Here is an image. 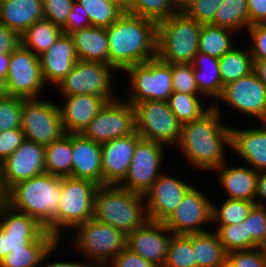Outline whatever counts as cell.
<instances>
[{
    "label": "cell",
    "mask_w": 266,
    "mask_h": 267,
    "mask_svg": "<svg viewBox=\"0 0 266 267\" xmlns=\"http://www.w3.org/2000/svg\"><path fill=\"white\" fill-rule=\"evenodd\" d=\"M249 26L266 24V0H247Z\"/></svg>",
    "instance_id": "9f6ffc18"
},
{
    "label": "cell",
    "mask_w": 266,
    "mask_h": 267,
    "mask_svg": "<svg viewBox=\"0 0 266 267\" xmlns=\"http://www.w3.org/2000/svg\"><path fill=\"white\" fill-rule=\"evenodd\" d=\"M45 172L59 177H72V134L45 146Z\"/></svg>",
    "instance_id": "1f68e13d"
},
{
    "label": "cell",
    "mask_w": 266,
    "mask_h": 267,
    "mask_svg": "<svg viewBox=\"0 0 266 267\" xmlns=\"http://www.w3.org/2000/svg\"><path fill=\"white\" fill-rule=\"evenodd\" d=\"M114 71L117 72L105 63L77 60L70 73L55 87L59 96L91 94L110 102L117 99L112 90Z\"/></svg>",
    "instance_id": "9c48e42d"
},
{
    "label": "cell",
    "mask_w": 266,
    "mask_h": 267,
    "mask_svg": "<svg viewBox=\"0 0 266 267\" xmlns=\"http://www.w3.org/2000/svg\"><path fill=\"white\" fill-rule=\"evenodd\" d=\"M210 25L224 27L236 33H246L249 27L247 0H223Z\"/></svg>",
    "instance_id": "e575fe53"
},
{
    "label": "cell",
    "mask_w": 266,
    "mask_h": 267,
    "mask_svg": "<svg viewBox=\"0 0 266 267\" xmlns=\"http://www.w3.org/2000/svg\"><path fill=\"white\" fill-rule=\"evenodd\" d=\"M62 97L59 105L65 133L81 134L107 101L99 96L85 94Z\"/></svg>",
    "instance_id": "7402d4cb"
},
{
    "label": "cell",
    "mask_w": 266,
    "mask_h": 267,
    "mask_svg": "<svg viewBox=\"0 0 266 267\" xmlns=\"http://www.w3.org/2000/svg\"><path fill=\"white\" fill-rule=\"evenodd\" d=\"M21 129L25 139L44 146L66 134L58 103L44 96L23 100Z\"/></svg>",
    "instance_id": "8fae6325"
},
{
    "label": "cell",
    "mask_w": 266,
    "mask_h": 267,
    "mask_svg": "<svg viewBox=\"0 0 266 267\" xmlns=\"http://www.w3.org/2000/svg\"><path fill=\"white\" fill-rule=\"evenodd\" d=\"M72 177L102 186L101 144L82 134H72Z\"/></svg>",
    "instance_id": "484cf974"
},
{
    "label": "cell",
    "mask_w": 266,
    "mask_h": 267,
    "mask_svg": "<svg viewBox=\"0 0 266 267\" xmlns=\"http://www.w3.org/2000/svg\"><path fill=\"white\" fill-rule=\"evenodd\" d=\"M133 107L136 132L141 138L169 146V149L178 145L182 124L170 110L168 102L144 101Z\"/></svg>",
    "instance_id": "30bf717a"
},
{
    "label": "cell",
    "mask_w": 266,
    "mask_h": 267,
    "mask_svg": "<svg viewBox=\"0 0 266 267\" xmlns=\"http://www.w3.org/2000/svg\"><path fill=\"white\" fill-rule=\"evenodd\" d=\"M194 78L199 93L206 99L217 101L222 93L219 58L198 52L192 60Z\"/></svg>",
    "instance_id": "f1b7e54d"
},
{
    "label": "cell",
    "mask_w": 266,
    "mask_h": 267,
    "mask_svg": "<svg viewBox=\"0 0 266 267\" xmlns=\"http://www.w3.org/2000/svg\"><path fill=\"white\" fill-rule=\"evenodd\" d=\"M173 92L201 95L199 93L191 63L171 64Z\"/></svg>",
    "instance_id": "ee69618b"
},
{
    "label": "cell",
    "mask_w": 266,
    "mask_h": 267,
    "mask_svg": "<svg viewBox=\"0 0 266 267\" xmlns=\"http://www.w3.org/2000/svg\"><path fill=\"white\" fill-rule=\"evenodd\" d=\"M78 60L108 64L106 28L89 26L69 34Z\"/></svg>",
    "instance_id": "83f0119b"
},
{
    "label": "cell",
    "mask_w": 266,
    "mask_h": 267,
    "mask_svg": "<svg viewBox=\"0 0 266 267\" xmlns=\"http://www.w3.org/2000/svg\"><path fill=\"white\" fill-rule=\"evenodd\" d=\"M217 100L211 104L219 105V102H225L227 107L239 112L238 114L257 119L259 123L266 122V86L254 71L223 86Z\"/></svg>",
    "instance_id": "9a60e30c"
},
{
    "label": "cell",
    "mask_w": 266,
    "mask_h": 267,
    "mask_svg": "<svg viewBox=\"0 0 266 267\" xmlns=\"http://www.w3.org/2000/svg\"><path fill=\"white\" fill-rule=\"evenodd\" d=\"M192 248L196 267H223L227 264V252L213 229L192 234Z\"/></svg>",
    "instance_id": "f546056e"
},
{
    "label": "cell",
    "mask_w": 266,
    "mask_h": 267,
    "mask_svg": "<svg viewBox=\"0 0 266 267\" xmlns=\"http://www.w3.org/2000/svg\"><path fill=\"white\" fill-rule=\"evenodd\" d=\"M225 251L248 250L259 247L250 235H247L246 222L217 226L215 229Z\"/></svg>",
    "instance_id": "ab89813d"
},
{
    "label": "cell",
    "mask_w": 266,
    "mask_h": 267,
    "mask_svg": "<svg viewBox=\"0 0 266 267\" xmlns=\"http://www.w3.org/2000/svg\"><path fill=\"white\" fill-rule=\"evenodd\" d=\"M38 57L43 79L46 84H52V87L70 73L78 60L72 38L64 32L46 52Z\"/></svg>",
    "instance_id": "cb8c5ba5"
},
{
    "label": "cell",
    "mask_w": 266,
    "mask_h": 267,
    "mask_svg": "<svg viewBox=\"0 0 266 267\" xmlns=\"http://www.w3.org/2000/svg\"><path fill=\"white\" fill-rule=\"evenodd\" d=\"M236 32L224 27L202 25L198 51L220 58L235 47ZM233 40V41H232Z\"/></svg>",
    "instance_id": "d590c367"
},
{
    "label": "cell",
    "mask_w": 266,
    "mask_h": 267,
    "mask_svg": "<svg viewBox=\"0 0 266 267\" xmlns=\"http://www.w3.org/2000/svg\"><path fill=\"white\" fill-rule=\"evenodd\" d=\"M227 264L230 267H266V248L228 252Z\"/></svg>",
    "instance_id": "bcb514c9"
},
{
    "label": "cell",
    "mask_w": 266,
    "mask_h": 267,
    "mask_svg": "<svg viewBox=\"0 0 266 267\" xmlns=\"http://www.w3.org/2000/svg\"><path fill=\"white\" fill-rule=\"evenodd\" d=\"M24 140L21 128L0 132V162L2 163L18 149Z\"/></svg>",
    "instance_id": "f907efd6"
},
{
    "label": "cell",
    "mask_w": 266,
    "mask_h": 267,
    "mask_svg": "<svg viewBox=\"0 0 266 267\" xmlns=\"http://www.w3.org/2000/svg\"><path fill=\"white\" fill-rule=\"evenodd\" d=\"M253 71L258 79L266 86V60H254Z\"/></svg>",
    "instance_id": "680465c9"
},
{
    "label": "cell",
    "mask_w": 266,
    "mask_h": 267,
    "mask_svg": "<svg viewBox=\"0 0 266 267\" xmlns=\"http://www.w3.org/2000/svg\"><path fill=\"white\" fill-rule=\"evenodd\" d=\"M63 244L62 240H58L45 254L43 260H42V263H41V266L40 267H92L88 262H86L85 260L82 261H78V259H75V260H71L69 262L67 261H56V259L54 260L55 262H52V260H48L49 257H51V255L53 253H56L55 251L57 250L58 251V248L61 247V243ZM60 246V247H59ZM82 261V262H81ZM46 262V264H44ZM48 262V263H47Z\"/></svg>",
    "instance_id": "11a10c76"
},
{
    "label": "cell",
    "mask_w": 266,
    "mask_h": 267,
    "mask_svg": "<svg viewBox=\"0 0 266 267\" xmlns=\"http://www.w3.org/2000/svg\"><path fill=\"white\" fill-rule=\"evenodd\" d=\"M129 79V95L123 99L132 106L144 101H168L173 93L171 64L157 57L123 71Z\"/></svg>",
    "instance_id": "ba28073f"
},
{
    "label": "cell",
    "mask_w": 266,
    "mask_h": 267,
    "mask_svg": "<svg viewBox=\"0 0 266 267\" xmlns=\"http://www.w3.org/2000/svg\"><path fill=\"white\" fill-rule=\"evenodd\" d=\"M4 197V194L2 192L1 183H0V200H2Z\"/></svg>",
    "instance_id": "e7e4bbea"
},
{
    "label": "cell",
    "mask_w": 266,
    "mask_h": 267,
    "mask_svg": "<svg viewBox=\"0 0 266 267\" xmlns=\"http://www.w3.org/2000/svg\"><path fill=\"white\" fill-rule=\"evenodd\" d=\"M110 1L117 4L125 12H127L131 8L133 2V0H110Z\"/></svg>",
    "instance_id": "94428289"
},
{
    "label": "cell",
    "mask_w": 266,
    "mask_h": 267,
    "mask_svg": "<svg viewBox=\"0 0 266 267\" xmlns=\"http://www.w3.org/2000/svg\"><path fill=\"white\" fill-rule=\"evenodd\" d=\"M251 37L249 45L253 60H266V24H255L246 30Z\"/></svg>",
    "instance_id": "681fc988"
},
{
    "label": "cell",
    "mask_w": 266,
    "mask_h": 267,
    "mask_svg": "<svg viewBox=\"0 0 266 267\" xmlns=\"http://www.w3.org/2000/svg\"><path fill=\"white\" fill-rule=\"evenodd\" d=\"M163 267H196L192 234L172 236Z\"/></svg>",
    "instance_id": "b9f144b4"
},
{
    "label": "cell",
    "mask_w": 266,
    "mask_h": 267,
    "mask_svg": "<svg viewBox=\"0 0 266 267\" xmlns=\"http://www.w3.org/2000/svg\"><path fill=\"white\" fill-rule=\"evenodd\" d=\"M100 185L88 179L61 177V197L54 217V237L63 240L64 231L93 219L94 197Z\"/></svg>",
    "instance_id": "52a82bcc"
},
{
    "label": "cell",
    "mask_w": 266,
    "mask_h": 267,
    "mask_svg": "<svg viewBox=\"0 0 266 267\" xmlns=\"http://www.w3.org/2000/svg\"><path fill=\"white\" fill-rule=\"evenodd\" d=\"M73 231L71 247L92 267H106L127 247L126 235L110 224L94 219L79 224Z\"/></svg>",
    "instance_id": "8992f818"
},
{
    "label": "cell",
    "mask_w": 266,
    "mask_h": 267,
    "mask_svg": "<svg viewBox=\"0 0 266 267\" xmlns=\"http://www.w3.org/2000/svg\"><path fill=\"white\" fill-rule=\"evenodd\" d=\"M223 116L220 104L212 105L200 119L182 125L175 148L191 169L213 172L229 158L226 151L231 152V127L222 121Z\"/></svg>",
    "instance_id": "6da1fadb"
},
{
    "label": "cell",
    "mask_w": 266,
    "mask_h": 267,
    "mask_svg": "<svg viewBox=\"0 0 266 267\" xmlns=\"http://www.w3.org/2000/svg\"><path fill=\"white\" fill-rule=\"evenodd\" d=\"M108 65L117 73L156 58L157 23L124 12L108 28Z\"/></svg>",
    "instance_id": "7a4b0ae2"
},
{
    "label": "cell",
    "mask_w": 266,
    "mask_h": 267,
    "mask_svg": "<svg viewBox=\"0 0 266 267\" xmlns=\"http://www.w3.org/2000/svg\"><path fill=\"white\" fill-rule=\"evenodd\" d=\"M246 222L247 235L259 246L266 248V207L254 205Z\"/></svg>",
    "instance_id": "f6af8a7d"
},
{
    "label": "cell",
    "mask_w": 266,
    "mask_h": 267,
    "mask_svg": "<svg viewBox=\"0 0 266 267\" xmlns=\"http://www.w3.org/2000/svg\"><path fill=\"white\" fill-rule=\"evenodd\" d=\"M73 3L74 0H42L44 19L64 30Z\"/></svg>",
    "instance_id": "c3c4849f"
},
{
    "label": "cell",
    "mask_w": 266,
    "mask_h": 267,
    "mask_svg": "<svg viewBox=\"0 0 266 267\" xmlns=\"http://www.w3.org/2000/svg\"><path fill=\"white\" fill-rule=\"evenodd\" d=\"M20 44V35L0 23V53L11 54Z\"/></svg>",
    "instance_id": "db71d44e"
},
{
    "label": "cell",
    "mask_w": 266,
    "mask_h": 267,
    "mask_svg": "<svg viewBox=\"0 0 266 267\" xmlns=\"http://www.w3.org/2000/svg\"><path fill=\"white\" fill-rule=\"evenodd\" d=\"M11 54L9 53H0V76L6 79L9 70Z\"/></svg>",
    "instance_id": "91938a15"
},
{
    "label": "cell",
    "mask_w": 266,
    "mask_h": 267,
    "mask_svg": "<svg viewBox=\"0 0 266 267\" xmlns=\"http://www.w3.org/2000/svg\"><path fill=\"white\" fill-rule=\"evenodd\" d=\"M178 11L175 0H133L127 13L159 23Z\"/></svg>",
    "instance_id": "60d3db41"
},
{
    "label": "cell",
    "mask_w": 266,
    "mask_h": 267,
    "mask_svg": "<svg viewBox=\"0 0 266 267\" xmlns=\"http://www.w3.org/2000/svg\"><path fill=\"white\" fill-rule=\"evenodd\" d=\"M45 231L35 218L0 200V261L12 250L29 246Z\"/></svg>",
    "instance_id": "e0dca14e"
},
{
    "label": "cell",
    "mask_w": 266,
    "mask_h": 267,
    "mask_svg": "<svg viewBox=\"0 0 266 267\" xmlns=\"http://www.w3.org/2000/svg\"><path fill=\"white\" fill-rule=\"evenodd\" d=\"M222 2L223 0H193L182 11L201 25H209Z\"/></svg>",
    "instance_id": "7dc6e473"
},
{
    "label": "cell",
    "mask_w": 266,
    "mask_h": 267,
    "mask_svg": "<svg viewBox=\"0 0 266 267\" xmlns=\"http://www.w3.org/2000/svg\"><path fill=\"white\" fill-rule=\"evenodd\" d=\"M43 79L39 57L20 44L12 53L6 77L8 96L40 98L47 90ZM43 93V94H42Z\"/></svg>",
    "instance_id": "4fadbf2b"
},
{
    "label": "cell",
    "mask_w": 266,
    "mask_h": 267,
    "mask_svg": "<svg viewBox=\"0 0 266 267\" xmlns=\"http://www.w3.org/2000/svg\"><path fill=\"white\" fill-rule=\"evenodd\" d=\"M24 99L8 95L0 98V132L21 128Z\"/></svg>",
    "instance_id": "7bdbcfd3"
},
{
    "label": "cell",
    "mask_w": 266,
    "mask_h": 267,
    "mask_svg": "<svg viewBox=\"0 0 266 267\" xmlns=\"http://www.w3.org/2000/svg\"><path fill=\"white\" fill-rule=\"evenodd\" d=\"M197 188L193 185L174 212L163 222L173 234L188 235L209 231L205 226L210 227L212 223V201Z\"/></svg>",
    "instance_id": "2e32d148"
},
{
    "label": "cell",
    "mask_w": 266,
    "mask_h": 267,
    "mask_svg": "<svg viewBox=\"0 0 266 267\" xmlns=\"http://www.w3.org/2000/svg\"><path fill=\"white\" fill-rule=\"evenodd\" d=\"M266 171L258 172L255 205L266 207Z\"/></svg>",
    "instance_id": "6f0895ef"
},
{
    "label": "cell",
    "mask_w": 266,
    "mask_h": 267,
    "mask_svg": "<svg viewBox=\"0 0 266 267\" xmlns=\"http://www.w3.org/2000/svg\"><path fill=\"white\" fill-rule=\"evenodd\" d=\"M205 101L202 95L173 92L167 102L170 110L183 125L200 119L212 108V104L207 105Z\"/></svg>",
    "instance_id": "8d00e7d4"
},
{
    "label": "cell",
    "mask_w": 266,
    "mask_h": 267,
    "mask_svg": "<svg viewBox=\"0 0 266 267\" xmlns=\"http://www.w3.org/2000/svg\"><path fill=\"white\" fill-rule=\"evenodd\" d=\"M166 148L161 143L141 138L135 146L127 174L118 186L145 195L163 172Z\"/></svg>",
    "instance_id": "7c38bea8"
},
{
    "label": "cell",
    "mask_w": 266,
    "mask_h": 267,
    "mask_svg": "<svg viewBox=\"0 0 266 267\" xmlns=\"http://www.w3.org/2000/svg\"><path fill=\"white\" fill-rule=\"evenodd\" d=\"M140 139L135 132L101 144L102 185H118L125 178Z\"/></svg>",
    "instance_id": "44dd1931"
},
{
    "label": "cell",
    "mask_w": 266,
    "mask_h": 267,
    "mask_svg": "<svg viewBox=\"0 0 266 267\" xmlns=\"http://www.w3.org/2000/svg\"><path fill=\"white\" fill-rule=\"evenodd\" d=\"M192 186L193 184H189L182 177H175L163 171L144 195L148 220L163 223Z\"/></svg>",
    "instance_id": "d6986e66"
},
{
    "label": "cell",
    "mask_w": 266,
    "mask_h": 267,
    "mask_svg": "<svg viewBox=\"0 0 266 267\" xmlns=\"http://www.w3.org/2000/svg\"><path fill=\"white\" fill-rule=\"evenodd\" d=\"M62 33L60 27L43 18L20 35L21 44L39 56L46 52Z\"/></svg>",
    "instance_id": "d6a6232c"
},
{
    "label": "cell",
    "mask_w": 266,
    "mask_h": 267,
    "mask_svg": "<svg viewBox=\"0 0 266 267\" xmlns=\"http://www.w3.org/2000/svg\"><path fill=\"white\" fill-rule=\"evenodd\" d=\"M110 265V266H109ZM157 267L151 261L132 252L128 247L115 256L106 267Z\"/></svg>",
    "instance_id": "f5cc1de1"
},
{
    "label": "cell",
    "mask_w": 266,
    "mask_h": 267,
    "mask_svg": "<svg viewBox=\"0 0 266 267\" xmlns=\"http://www.w3.org/2000/svg\"><path fill=\"white\" fill-rule=\"evenodd\" d=\"M220 76L223 86L253 72L254 60L250 49L234 47L219 58Z\"/></svg>",
    "instance_id": "836d02e7"
},
{
    "label": "cell",
    "mask_w": 266,
    "mask_h": 267,
    "mask_svg": "<svg viewBox=\"0 0 266 267\" xmlns=\"http://www.w3.org/2000/svg\"><path fill=\"white\" fill-rule=\"evenodd\" d=\"M57 241L53 235L45 231L29 246L12 250L0 261V267H40L46 252Z\"/></svg>",
    "instance_id": "4dcf8cb0"
},
{
    "label": "cell",
    "mask_w": 266,
    "mask_h": 267,
    "mask_svg": "<svg viewBox=\"0 0 266 267\" xmlns=\"http://www.w3.org/2000/svg\"><path fill=\"white\" fill-rule=\"evenodd\" d=\"M45 172V146L25 139L0 167L3 194L15 184Z\"/></svg>",
    "instance_id": "ac0fdd59"
},
{
    "label": "cell",
    "mask_w": 266,
    "mask_h": 267,
    "mask_svg": "<svg viewBox=\"0 0 266 267\" xmlns=\"http://www.w3.org/2000/svg\"><path fill=\"white\" fill-rule=\"evenodd\" d=\"M222 204H215L212 201V223L216 226L232 225L243 222L248 216L255 202L248 200L225 199Z\"/></svg>",
    "instance_id": "74e56055"
},
{
    "label": "cell",
    "mask_w": 266,
    "mask_h": 267,
    "mask_svg": "<svg viewBox=\"0 0 266 267\" xmlns=\"http://www.w3.org/2000/svg\"><path fill=\"white\" fill-rule=\"evenodd\" d=\"M191 1H193V0H175L176 5H177L179 10H182Z\"/></svg>",
    "instance_id": "be15d7a7"
},
{
    "label": "cell",
    "mask_w": 266,
    "mask_h": 267,
    "mask_svg": "<svg viewBox=\"0 0 266 267\" xmlns=\"http://www.w3.org/2000/svg\"><path fill=\"white\" fill-rule=\"evenodd\" d=\"M252 128L231 126V150L255 171H266V122Z\"/></svg>",
    "instance_id": "603a6c76"
},
{
    "label": "cell",
    "mask_w": 266,
    "mask_h": 267,
    "mask_svg": "<svg viewBox=\"0 0 266 267\" xmlns=\"http://www.w3.org/2000/svg\"><path fill=\"white\" fill-rule=\"evenodd\" d=\"M89 26H91V24L88 13L84 10V7L80 4V2L74 0L71 12L69 13L66 21V28L63 32L70 34Z\"/></svg>",
    "instance_id": "816d5d0a"
},
{
    "label": "cell",
    "mask_w": 266,
    "mask_h": 267,
    "mask_svg": "<svg viewBox=\"0 0 266 267\" xmlns=\"http://www.w3.org/2000/svg\"><path fill=\"white\" fill-rule=\"evenodd\" d=\"M213 172L227 199L255 202L258 171L248 165L230 166L227 160Z\"/></svg>",
    "instance_id": "d4e9b609"
},
{
    "label": "cell",
    "mask_w": 266,
    "mask_h": 267,
    "mask_svg": "<svg viewBox=\"0 0 266 267\" xmlns=\"http://www.w3.org/2000/svg\"><path fill=\"white\" fill-rule=\"evenodd\" d=\"M89 15L90 24L94 27L108 28L116 22L123 11L110 0H77Z\"/></svg>",
    "instance_id": "f35d334b"
},
{
    "label": "cell",
    "mask_w": 266,
    "mask_h": 267,
    "mask_svg": "<svg viewBox=\"0 0 266 267\" xmlns=\"http://www.w3.org/2000/svg\"><path fill=\"white\" fill-rule=\"evenodd\" d=\"M43 18L42 0L0 1V23L19 35Z\"/></svg>",
    "instance_id": "4316f807"
},
{
    "label": "cell",
    "mask_w": 266,
    "mask_h": 267,
    "mask_svg": "<svg viewBox=\"0 0 266 267\" xmlns=\"http://www.w3.org/2000/svg\"><path fill=\"white\" fill-rule=\"evenodd\" d=\"M60 197L61 177L44 173L15 184L2 200L14 210L35 218L54 236Z\"/></svg>",
    "instance_id": "3957f363"
},
{
    "label": "cell",
    "mask_w": 266,
    "mask_h": 267,
    "mask_svg": "<svg viewBox=\"0 0 266 267\" xmlns=\"http://www.w3.org/2000/svg\"><path fill=\"white\" fill-rule=\"evenodd\" d=\"M173 235L164 223L147 220L127 236V247L157 267H163Z\"/></svg>",
    "instance_id": "ffe728a7"
},
{
    "label": "cell",
    "mask_w": 266,
    "mask_h": 267,
    "mask_svg": "<svg viewBox=\"0 0 266 267\" xmlns=\"http://www.w3.org/2000/svg\"><path fill=\"white\" fill-rule=\"evenodd\" d=\"M7 96L6 79L0 76V98Z\"/></svg>",
    "instance_id": "6125c7cd"
},
{
    "label": "cell",
    "mask_w": 266,
    "mask_h": 267,
    "mask_svg": "<svg viewBox=\"0 0 266 267\" xmlns=\"http://www.w3.org/2000/svg\"><path fill=\"white\" fill-rule=\"evenodd\" d=\"M202 25L182 10L157 23L156 57L169 64L192 63Z\"/></svg>",
    "instance_id": "5b68a950"
},
{
    "label": "cell",
    "mask_w": 266,
    "mask_h": 267,
    "mask_svg": "<svg viewBox=\"0 0 266 267\" xmlns=\"http://www.w3.org/2000/svg\"><path fill=\"white\" fill-rule=\"evenodd\" d=\"M135 132L134 107L123 98H117L107 102L81 134L102 144Z\"/></svg>",
    "instance_id": "5bb4252c"
},
{
    "label": "cell",
    "mask_w": 266,
    "mask_h": 267,
    "mask_svg": "<svg viewBox=\"0 0 266 267\" xmlns=\"http://www.w3.org/2000/svg\"><path fill=\"white\" fill-rule=\"evenodd\" d=\"M93 219L128 236L148 220L145 197L118 185L99 186L94 197Z\"/></svg>",
    "instance_id": "277c9868"
}]
</instances>
